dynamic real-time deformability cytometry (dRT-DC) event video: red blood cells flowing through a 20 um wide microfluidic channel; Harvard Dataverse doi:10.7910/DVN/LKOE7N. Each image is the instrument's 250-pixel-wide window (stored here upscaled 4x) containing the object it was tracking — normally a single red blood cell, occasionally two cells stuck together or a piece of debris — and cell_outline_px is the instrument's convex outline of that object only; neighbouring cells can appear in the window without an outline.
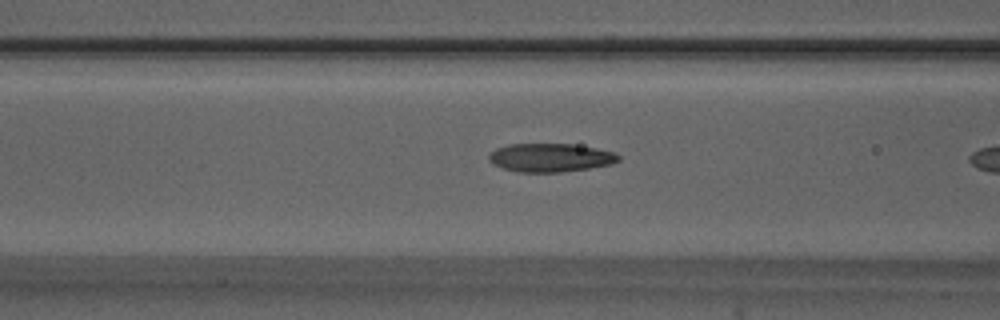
{"species": "Egyptian fruit bat (a non-hibernating species)", "species_latin": "Rousettus aegyptiacus", "temperature_condition": "warm", "stored_images_in_passage": 9, "camera_frame_rate_fps": 3000, "um_per_image_px": 0.085, "animal": {"sex": "male"}, "frame": {"image": 1, "passage_image": 8, "time_ms": 2.333, "image_size_px": [1000, 320], "cell_outline_px": [[620, 160], [612, 164], [588, 168], [560, 172], [516, 172], [492, 164], [488, 160], [488, 156], [496, 148], [508, 144], [572, 144], [596, 148], [612, 152], [620, 156]], "centroid_in_image_um": [46.76, 13.4], "position_along_channel_um": 119.8, "area_um2": 21.44}}